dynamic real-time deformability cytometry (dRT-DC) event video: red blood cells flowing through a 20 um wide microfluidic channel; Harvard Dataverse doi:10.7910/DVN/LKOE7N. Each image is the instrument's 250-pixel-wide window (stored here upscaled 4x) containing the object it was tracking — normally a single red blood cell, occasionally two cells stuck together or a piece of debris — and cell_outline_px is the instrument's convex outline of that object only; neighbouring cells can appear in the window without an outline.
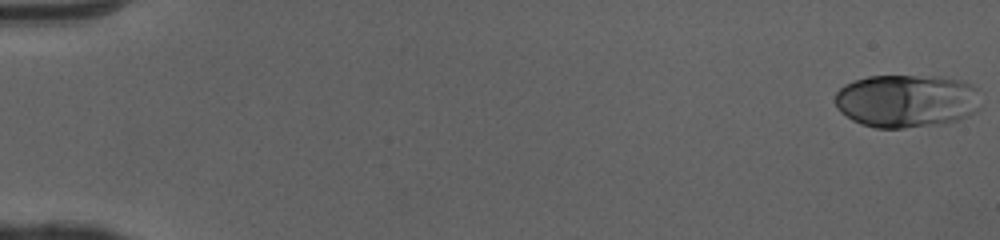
{"species": "human", "species_latin": "Homo sapiens", "temperature_condition": "cold", "stored_images_in_passage": 50, "camera_frame_rate_fps": 3000, "um_per_image_px": 0.085, "donor": {"sex": "female"}, "frame": {"image": 1, "passage_image": 1, "time_ms": 0.0, "image_size_px": [1000, 240], "cell_outline_px": [[980, 108], [968, 116], [944, 124], [904, 128], [876, 128], [860, 124], [852, 120], [840, 112], [836, 104], [836, 92], [844, 84], [868, 76], [944, 76], [964, 80], [972, 84], [976, 88]], "centroid_in_image_um": [77.08, 8.57], "position_along_channel_um": 7.9, "area_um2": 45.6}}
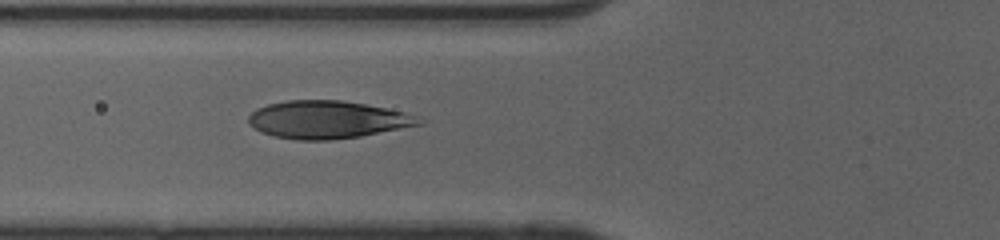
{"frame": {"image": 2, "passage_image": 20, "time_ms": 6.333, "image_size_px": [1000, 240], "cell_outline_px": [[424, 124], [360, 136], [332, 140], [296, 140], [272, 136], [260, 132], [248, 124], [248, 116], [256, 108], [268, 104], [288, 100], [340, 100], [364, 104], [404, 112], [420, 116], [424, 120]], "centroid_in_image_um": [27.81, 10.18], "position_along_channel_um": 98.0, "area_um2": 37.63}}
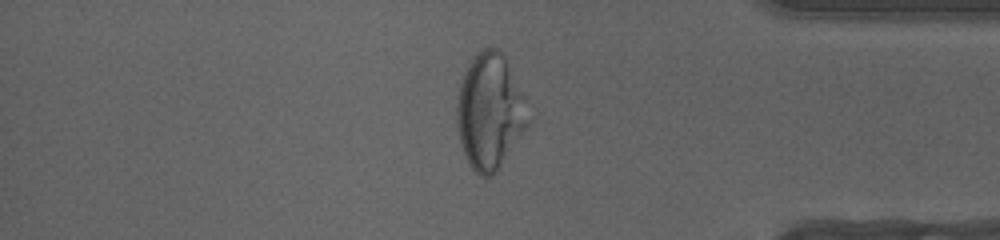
{"frame": {"image": 3, "passage_image": 43, "time_ms": 14.0, "image_size_px": [1000, 240], "cell_outline_px": [[528, 128], [496, 172], [492, 176], [480, 176], [468, 164], [460, 144], [456, 120], [456, 104], [460, 84], [464, 72], [468, 64], [480, 48], [500, 48], [504, 52], [524, 96], [528, 120]], "centroid_in_image_um": [41.63, 9.46], "position_along_channel_um": 393.6, "area_um2": 48.44}, "authors_computed_cell_mechanics": {"area_um2": 40.8357, "velocity_mm_per_s": 4.0783, "shape_relaxation_time_tau1_ms": 4.0723, "shape_relaxation_time_tau2_ms": null, "deformation_change_tau1": 0.1696, "deformation_change_tau2": null}}